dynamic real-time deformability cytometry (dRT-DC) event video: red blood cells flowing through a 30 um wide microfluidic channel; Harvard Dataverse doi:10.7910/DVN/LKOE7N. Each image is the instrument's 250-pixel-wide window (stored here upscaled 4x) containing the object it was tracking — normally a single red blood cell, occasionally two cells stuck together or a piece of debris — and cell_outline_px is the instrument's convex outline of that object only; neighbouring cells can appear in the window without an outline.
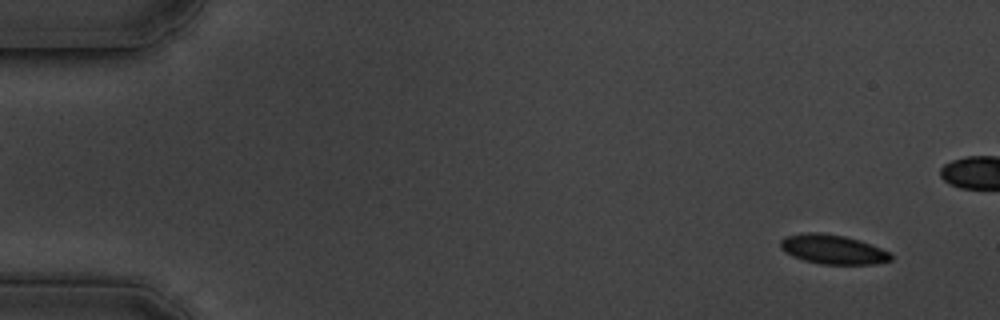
{"species": "common noctule bat (a hibernating species)", "species_latin": "Nyctalus noctula", "temperature_condition": "cold", "stored_images_in_passage": 60, "camera_frame_rate_fps": 3000, "um_per_image_px": 0.085, "animal": {"sex": "male", "body_mass_g": 19.5, "forearm_length_mm": 54.6}, "frame": {"image": 1, "passage_image": 4, "time_ms": 1.0, "image_size_px": [1000, 320], "cell_outline_px": [[892, 256], [888, 260], [864, 264], [828, 264], [808, 260], [796, 256], [788, 252], [780, 244], [788, 236], [840, 236], [856, 240], [868, 244], [888, 252]], "centroid_in_image_um": [70.88, 21.26], "position_along_channel_um": 14.1, "area_um2": 16.59}}
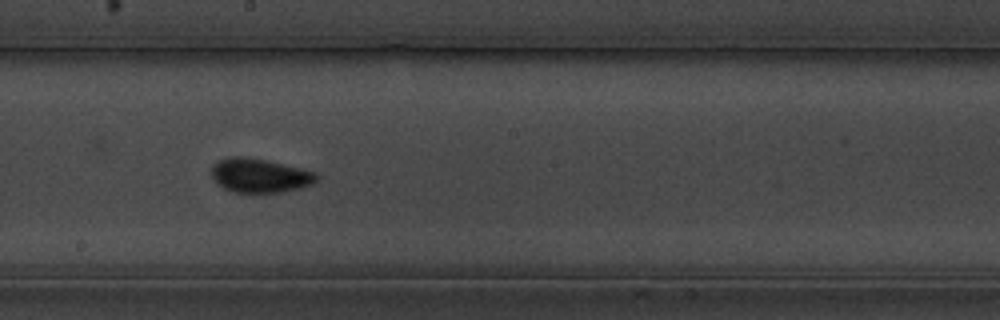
{"frame": {"image": 2, "passage_image": 33, "time_ms": 10.667, "image_size_px": [1000, 320], "cell_outline_px": [[316, 176], [308, 184], [292, 188], [272, 192], [240, 192], [228, 188], [220, 184], [216, 180], [212, 172], [212, 168], [216, 164], [224, 160], [256, 160], [276, 164], [312, 172]], "centroid_in_image_um": [22.04, 14.97], "position_along_channel_um": 226.2, "area_um2": 18.03}}
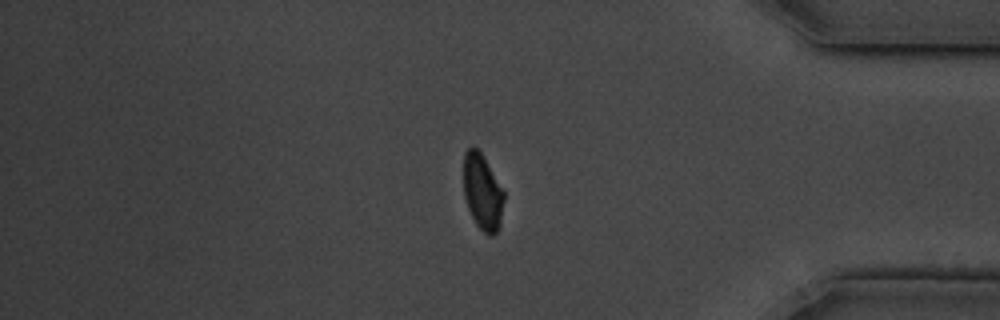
{"frame": {"image": 3, "passage_image": 50, "time_ms": 16.333, "image_size_px": [1000, 320], "cell_outline_px": [[504, 200], [496, 232], [484, 232], [480, 228], [472, 216], [464, 192], [464, 156], [468, 148], [476, 148], [480, 152], [504, 192]], "centroid_in_image_um": [40.99, 16.27], "position_along_channel_um": 394.2, "area_um2": 16.76}, "authors_computed_cell_mechanics": {"area_um2": 16.762, "velocity_mm_per_s": 3.3935, "shape_relaxation_time_tau1_ms": 2.8945, "shape_relaxation_time_tau2_ms": null, "deformation_change_tau1": 0.0886, "deformation_change_tau2": null}}